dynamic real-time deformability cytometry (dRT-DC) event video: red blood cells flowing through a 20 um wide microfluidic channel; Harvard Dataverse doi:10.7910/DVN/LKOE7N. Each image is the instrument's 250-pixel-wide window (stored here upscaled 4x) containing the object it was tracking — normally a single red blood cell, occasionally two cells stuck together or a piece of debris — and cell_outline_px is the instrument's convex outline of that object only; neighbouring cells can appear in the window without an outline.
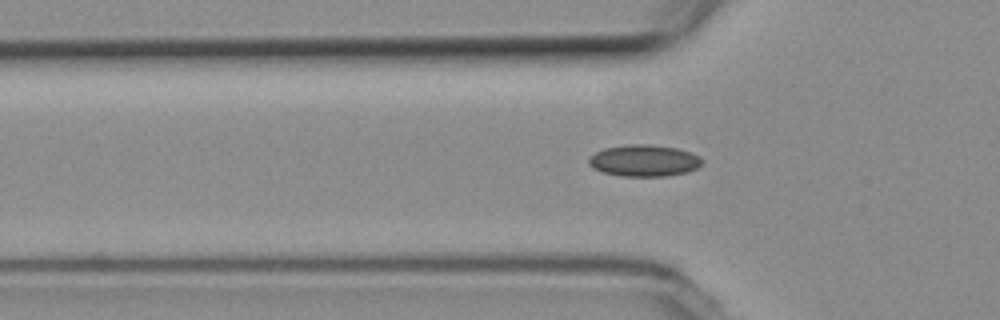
{"species": "common noctule bat (a hibernating species)", "species_latin": "Nyctalus noctula", "temperature_condition": "room temperature", "stored_images_in_passage": 49, "camera_frame_rate_fps": 3000, "um_per_image_px": 0.085, "animal": {"sex": "female", "body_mass_g": 19.3, "forearm_length_mm": 54.1}, "frame": {"image": 1, "passage_image": 16, "time_ms": 5.0, "image_size_px": [1000, 320], "cell_outline_px": [[704, 164], [688, 172], [668, 176], [620, 176], [604, 172], [592, 168], [588, 164], [588, 156], [604, 148], [628, 144], [648, 144], [676, 148], [700, 156], [704, 160]], "centroid_in_image_um": [54.75, 13.65], "position_along_channel_um": 71.1, "area_um2": 21.1}}
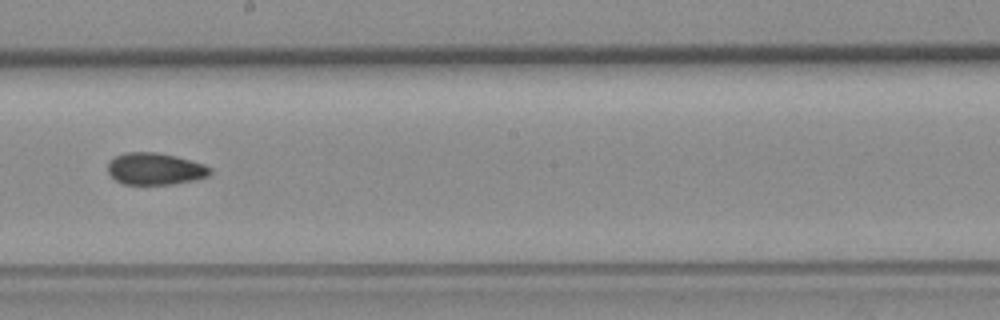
{"frame": {"image": 2, "passage_image": 29, "time_ms": 9.333, "image_size_px": [1000, 320], "cell_outline_px": [[212, 172], [208, 176], [196, 180], [176, 184], [124, 184], [116, 180], [108, 172], [108, 160], [116, 156], [128, 152], [156, 152], [204, 164], [212, 168]], "centroid_in_image_um": [13.19, 14.36], "position_along_channel_um": 235.0, "area_um2": 18.96}}
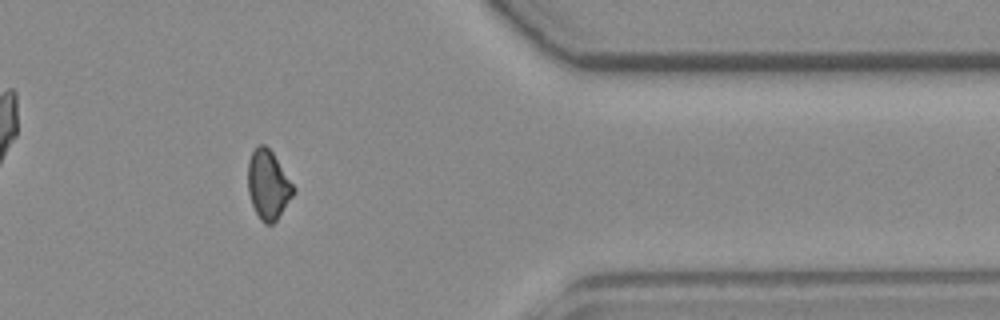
{"frame": {"image": 3, "passage_image": 43, "time_ms": 14.0, "image_size_px": [1000, 320], "cell_outline_px": [[296, 188], [292, 196], [276, 220], [272, 224], [264, 224], [260, 220], [252, 204], [248, 192], [248, 160], [252, 152], [260, 144], [264, 144], [272, 152]], "centroid_in_image_um": [22.78, 15.71], "position_along_channel_um": 388.6, "area_um2": 18.09}}